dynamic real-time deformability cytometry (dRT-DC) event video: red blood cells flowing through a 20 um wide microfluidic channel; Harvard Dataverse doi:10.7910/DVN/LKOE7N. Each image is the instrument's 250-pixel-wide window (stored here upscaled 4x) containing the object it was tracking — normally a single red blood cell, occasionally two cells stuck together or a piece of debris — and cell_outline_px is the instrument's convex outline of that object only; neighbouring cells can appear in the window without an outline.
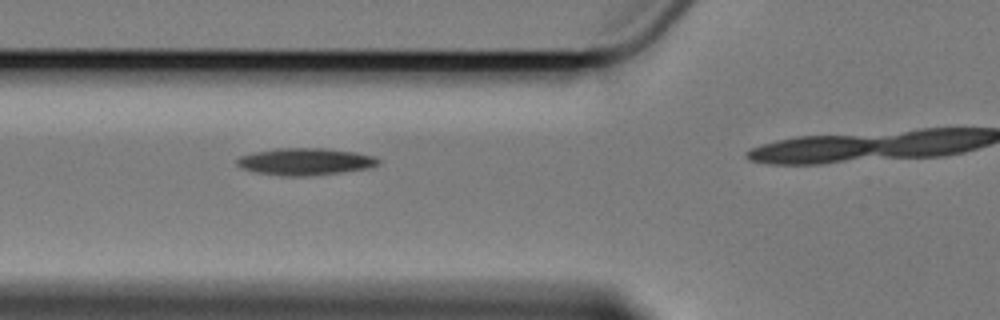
{"species": "Egyptian fruit bat (a non-hibernating species)", "species_latin": "Rousettus aegyptiacus", "temperature_condition": "cold", "stored_images_in_passage": 4, "camera_frame_rate_fps": 3000, "um_per_image_px": 0.085, "animal": {"sex": "female"}, "frame": {"image": 1, "passage_image": 3, "time_ms": 2.333, "image_size_px": [1000, 320], "cell_outline_px": [[380, 164], [368, 168], [340, 172], [304, 176], [284, 176], [256, 172], [244, 168], [236, 164], [236, 160], [240, 156], [252, 152], [276, 148], [328, 148], [356, 152], [372, 156], [380, 160]], "centroid_in_image_um": [25.94, 13.72], "position_along_channel_um": 99.9, "area_um2": 22.2}}